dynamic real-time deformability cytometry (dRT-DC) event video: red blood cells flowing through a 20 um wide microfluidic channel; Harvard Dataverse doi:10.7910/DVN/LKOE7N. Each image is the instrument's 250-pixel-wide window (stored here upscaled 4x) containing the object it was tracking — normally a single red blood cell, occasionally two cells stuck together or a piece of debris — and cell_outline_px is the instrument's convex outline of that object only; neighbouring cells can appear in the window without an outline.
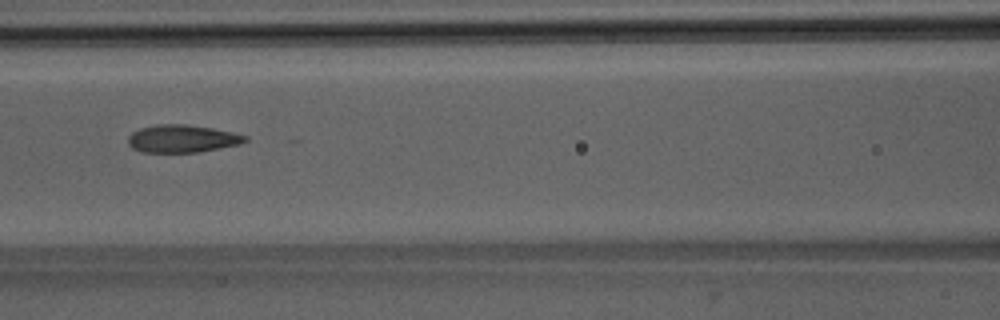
{"species": "Egyptian fruit bat (a non-hibernating species)", "species_latin": "Rousettus aegyptiacus", "temperature_condition": "room temperature", "stored_images_in_passage": 5, "camera_frame_rate_fps": 3000, "um_per_image_px": 0.085, "animal": {"sex": "male"}, "frame": {"image": 1, "passage_image": 5, "time_ms": 4.667, "image_size_px": [1000, 320], "cell_outline_px": [[248, 140], [240, 144], [220, 148], [196, 152], [144, 152], [132, 148], [128, 144], [128, 136], [132, 132], [140, 128], [156, 124], [184, 124], [212, 128], [232, 132], [248, 136]], "centroid_in_image_um": [15.48, 11.78], "position_along_channel_um": 151.1, "area_um2": 18.84}}